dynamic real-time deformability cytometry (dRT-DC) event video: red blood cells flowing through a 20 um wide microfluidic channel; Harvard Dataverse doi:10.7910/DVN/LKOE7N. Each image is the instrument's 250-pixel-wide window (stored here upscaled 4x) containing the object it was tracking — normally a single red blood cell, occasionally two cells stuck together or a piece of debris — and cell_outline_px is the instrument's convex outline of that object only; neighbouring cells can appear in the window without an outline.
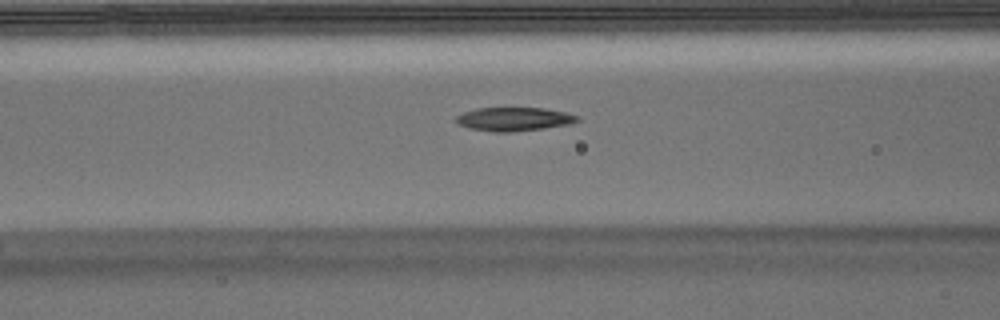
{"species": "Egyptian fruit bat (a non-hibernating species)", "species_latin": "Rousettus aegyptiacus", "temperature_condition": "warm", "stored_images_in_passage": 38, "camera_frame_rate_fps": 3000, "um_per_image_px": 0.085, "animal": {"sex": "male"}, "frame": {"image": 1, "passage_image": 5, "time_ms": 1.333, "image_size_px": [1000, 320], "cell_outline_px": [[580, 120], [568, 124], [544, 128], [512, 132], [496, 132], [468, 128], [460, 124], [456, 120], [456, 116], [464, 112], [476, 108], [544, 108], [564, 112], [580, 116]], "centroid_in_image_um": [43.7, 10.12], "position_along_channel_um": 122.9, "area_um2": 16.59}}
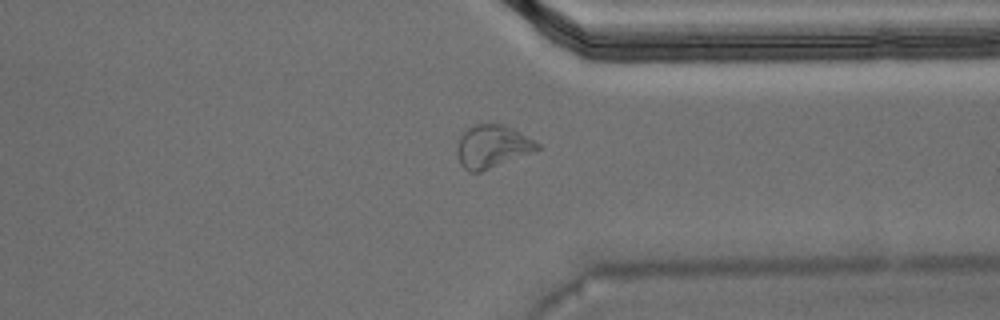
{"frame": {"image": 2, "passage_image": 25, "time_ms": 8.0, "image_size_px": [1000, 320], "cell_outline_px": [[540, 148], [536, 152], [480, 172], [468, 172], [460, 164], [456, 156], [456, 148], [460, 136], [468, 128], [476, 124], [500, 124], [512, 128], [540, 144]], "centroid_in_image_um": [41.83, 12.48], "position_along_channel_um": 369.6, "area_um2": 20.17}}
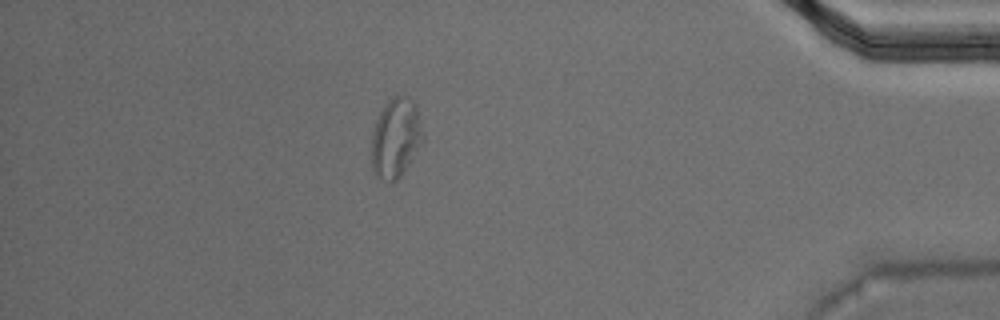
{"frame": {"image": 3, "passage_image": 31, "time_ms": 10.0, "image_size_px": [1000, 320], "cell_outline_px": [[424, 140], [400, 176], [396, 180], [388, 180], [380, 176], [372, 168], [372, 132], [376, 120], [380, 112], [388, 100], [392, 96], [408, 96], [416, 104], [424, 136]], "centroid_in_image_um": [33.66, 11.66], "position_along_channel_um": 401.5, "area_um2": 23.41}}